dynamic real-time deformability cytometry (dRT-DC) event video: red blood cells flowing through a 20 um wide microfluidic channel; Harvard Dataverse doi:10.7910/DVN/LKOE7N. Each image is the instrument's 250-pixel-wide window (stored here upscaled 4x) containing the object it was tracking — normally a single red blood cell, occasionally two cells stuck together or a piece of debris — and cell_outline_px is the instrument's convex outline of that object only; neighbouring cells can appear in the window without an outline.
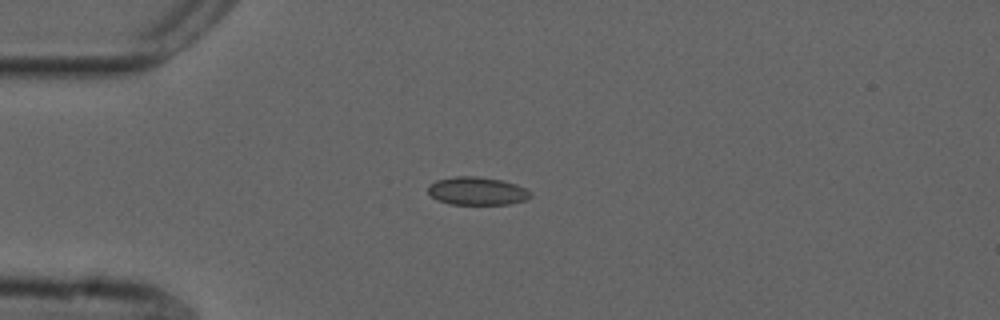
{"species": "common noctule bat (a hibernating species)", "species_latin": "Nyctalus noctula", "temperature_condition": "cold", "stored_images_in_passage": 40, "camera_frame_rate_fps": 3000, "um_per_image_px": 0.085, "animal": {"sex": "male", "forearm_length_mm": 52.5}, "frame": {"image": 1, "passage_image": 1, "time_ms": 0.0, "image_size_px": [1000, 320], "cell_outline_px": [[532, 196], [524, 200], [508, 204], [448, 204], [436, 200], [428, 192], [428, 184], [436, 180], [456, 176], [480, 176], [500, 180], [516, 184], [532, 192]], "centroid_in_image_um": [40.52, 16.23], "position_along_channel_um": 44.5, "area_um2": 16.82}}
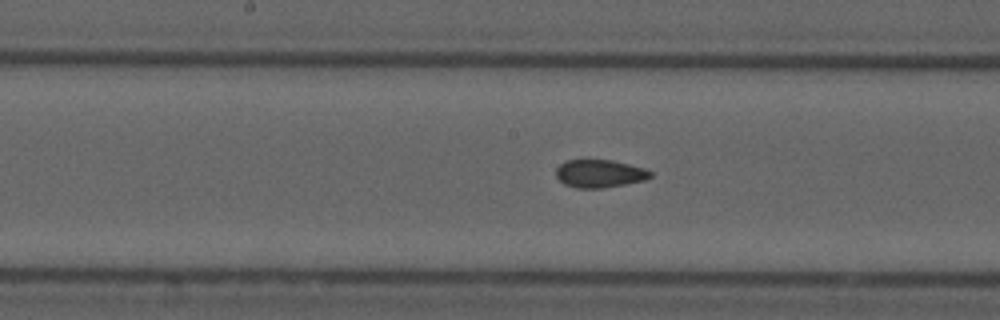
{"frame": {"image": 2, "passage_image": 15, "time_ms": 4.667, "image_size_px": [1000, 320], "cell_outline_px": [[652, 176], [644, 180], [624, 184], [600, 188], [576, 188], [564, 184], [556, 176], [556, 168], [560, 164], [568, 160], [612, 160], [644, 168], [652, 172]], "centroid_in_image_um": [50.95, 14.75], "position_along_channel_um": 197.2, "area_um2": 15.2}}
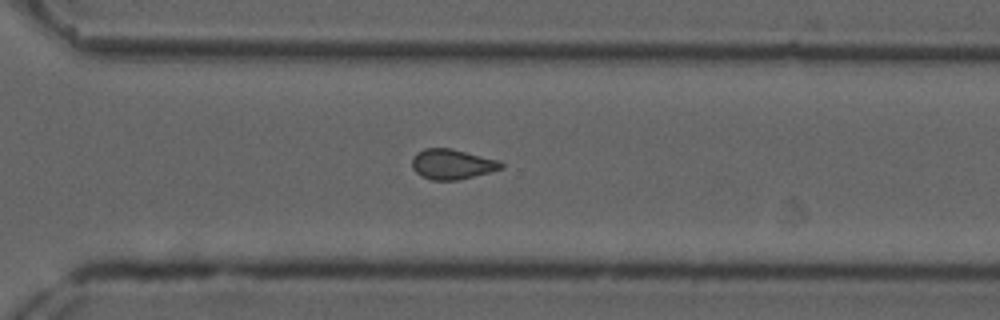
{"frame": {"image": 3, "passage_image": 26, "time_ms": 8.333, "image_size_px": [1000, 320], "cell_outline_px": [[504, 168], [456, 180], [432, 180], [420, 176], [412, 168], [412, 156], [416, 152], [424, 148], [452, 148], [500, 160], [504, 164]], "centroid_in_image_um": [38.41, 13.94], "position_along_channel_um": 332.2, "area_um2": 15.78}}